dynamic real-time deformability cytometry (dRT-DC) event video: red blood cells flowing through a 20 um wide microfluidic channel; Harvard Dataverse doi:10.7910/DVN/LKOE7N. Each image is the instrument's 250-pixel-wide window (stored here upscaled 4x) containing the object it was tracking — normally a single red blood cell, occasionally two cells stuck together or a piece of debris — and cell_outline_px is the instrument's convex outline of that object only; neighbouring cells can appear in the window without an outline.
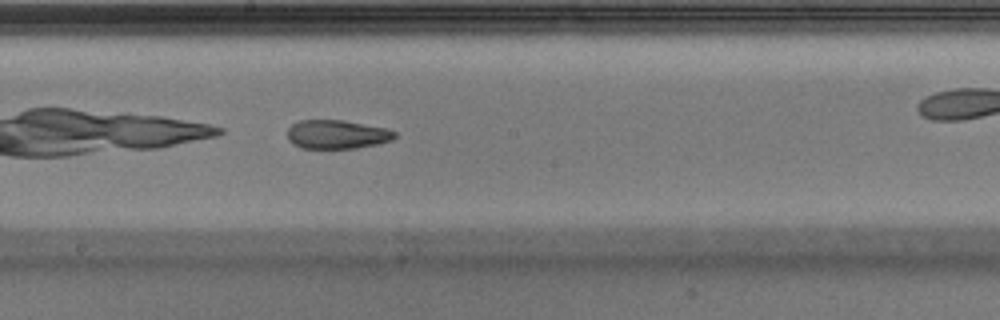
{"species": "Egyptian fruit bat (a non-hibernating species)", "species_latin": "Rousettus aegyptiacus", "temperature_condition": "warm", "stored_images_in_passage": 26, "camera_frame_rate_fps": 3000, "um_per_image_px": 0.085, "animal": {"sex": "male"}, "frame": {"image": 1, "passage_image": 12, "time_ms": 3.667, "image_size_px": [1000, 320], "cell_outline_px": [[396, 136], [392, 140], [376, 144], [356, 148], [300, 148], [292, 144], [288, 140], [288, 128], [292, 124], [300, 120], [344, 120], [388, 128], [396, 132]], "centroid_in_image_um": [28.64, 11.42], "position_along_channel_um": 219.6, "area_um2": 18.15}}